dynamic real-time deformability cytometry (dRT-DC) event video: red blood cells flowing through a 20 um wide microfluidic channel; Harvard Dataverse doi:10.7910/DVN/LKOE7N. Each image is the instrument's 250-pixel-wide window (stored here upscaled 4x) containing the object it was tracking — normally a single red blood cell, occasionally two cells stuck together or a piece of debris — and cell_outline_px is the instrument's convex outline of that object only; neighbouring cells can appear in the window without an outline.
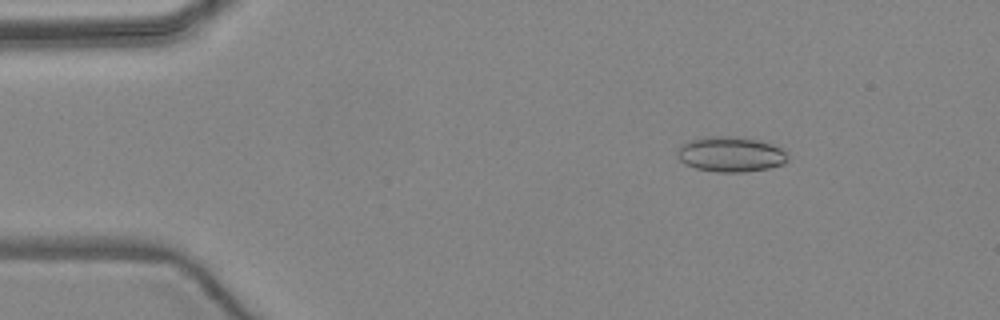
{"species": "common noctule bat (a hibernating species)", "species_latin": "Nyctalus noctula", "temperature_condition": "warm", "stored_images_in_passage": 4, "camera_frame_rate_fps": 3000, "um_per_image_px": 0.085, "animal": {"sex": "female", "body_mass_g": 24.6, "forearm_length_mm": 56.2}, "frame": {"image": 1, "passage_image": 2, "time_ms": 1.0, "image_size_px": [1000, 320], "cell_outline_px": [[788, 160], [784, 164], [768, 168], [744, 172], [716, 172], [696, 168], [684, 164], [676, 156], [676, 152], [688, 140], [712, 136], [720, 136], [756, 140], [772, 144], [780, 148], [788, 156]], "centroid_in_image_um": [62.08, 13.13], "position_along_channel_um": 22.9, "area_um2": 22.37}}